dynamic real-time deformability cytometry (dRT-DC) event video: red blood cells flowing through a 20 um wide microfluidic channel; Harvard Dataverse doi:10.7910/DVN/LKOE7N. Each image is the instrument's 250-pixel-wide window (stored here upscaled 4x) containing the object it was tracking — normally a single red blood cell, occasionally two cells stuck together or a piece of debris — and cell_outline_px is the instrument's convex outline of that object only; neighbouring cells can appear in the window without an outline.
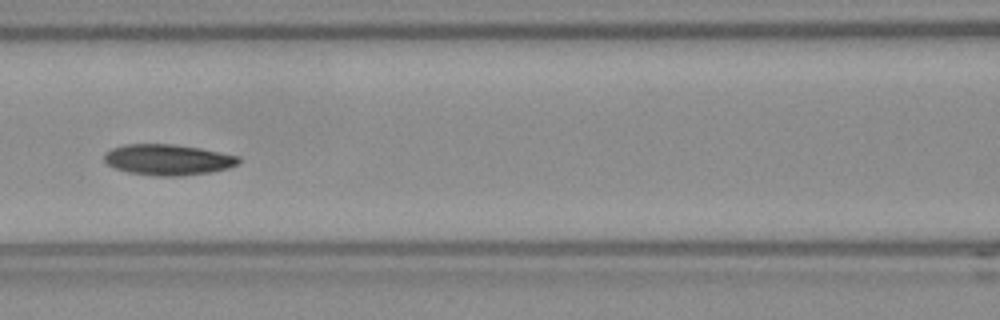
{"species": "Egyptian fruit bat (a non-hibernating species)", "species_latin": "Rousettus aegyptiacus", "temperature_condition": "room temperature", "stored_images_in_passage": 19, "camera_frame_rate_fps": 3000, "um_per_image_px": 0.085, "frame": {"image": 1, "passage_image": 9, "time_ms": 2.667, "image_size_px": [1000, 320], "cell_outline_px": [[240, 160], [236, 164], [228, 168], [212, 172], [180, 176], [152, 176], [128, 172], [116, 168], [108, 164], [104, 160], [104, 156], [112, 148], [124, 144], [172, 144], [200, 148], [240, 156]], "centroid_in_image_um": [14.28, 13.58], "position_along_channel_um": 152.3, "area_um2": 24.1}}